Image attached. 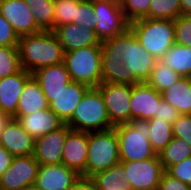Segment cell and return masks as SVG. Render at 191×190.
Here are the masks:
<instances>
[{
	"label": "cell",
	"mask_w": 191,
	"mask_h": 190,
	"mask_svg": "<svg viewBox=\"0 0 191 190\" xmlns=\"http://www.w3.org/2000/svg\"><path fill=\"white\" fill-rule=\"evenodd\" d=\"M101 53L122 56L124 67L130 72V85L146 82L158 61L142 47L130 28L102 42Z\"/></svg>",
	"instance_id": "obj_1"
},
{
	"label": "cell",
	"mask_w": 191,
	"mask_h": 190,
	"mask_svg": "<svg viewBox=\"0 0 191 190\" xmlns=\"http://www.w3.org/2000/svg\"><path fill=\"white\" fill-rule=\"evenodd\" d=\"M21 66L29 73L64 62V50L53 31L21 36L18 42Z\"/></svg>",
	"instance_id": "obj_2"
},
{
	"label": "cell",
	"mask_w": 191,
	"mask_h": 190,
	"mask_svg": "<svg viewBox=\"0 0 191 190\" xmlns=\"http://www.w3.org/2000/svg\"><path fill=\"white\" fill-rule=\"evenodd\" d=\"M142 47L158 61L175 44L173 20L143 18L129 23Z\"/></svg>",
	"instance_id": "obj_3"
},
{
	"label": "cell",
	"mask_w": 191,
	"mask_h": 190,
	"mask_svg": "<svg viewBox=\"0 0 191 190\" xmlns=\"http://www.w3.org/2000/svg\"><path fill=\"white\" fill-rule=\"evenodd\" d=\"M71 130L82 132L102 131L113 128L103 97L97 87H90L65 123Z\"/></svg>",
	"instance_id": "obj_4"
},
{
	"label": "cell",
	"mask_w": 191,
	"mask_h": 190,
	"mask_svg": "<svg viewBox=\"0 0 191 190\" xmlns=\"http://www.w3.org/2000/svg\"><path fill=\"white\" fill-rule=\"evenodd\" d=\"M120 163L119 139L115 128L88 132L85 177H92Z\"/></svg>",
	"instance_id": "obj_5"
},
{
	"label": "cell",
	"mask_w": 191,
	"mask_h": 190,
	"mask_svg": "<svg viewBox=\"0 0 191 190\" xmlns=\"http://www.w3.org/2000/svg\"><path fill=\"white\" fill-rule=\"evenodd\" d=\"M114 128L119 139L120 161H140L156 155L148 139V120L132 119Z\"/></svg>",
	"instance_id": "obj_6"
},
{
	"label": "cell",
	"mask_w": 191,
	"mask_h": 190,
	"mask_svg": "<svg viewBox=\"0 0 191 190\" xmlns=\"http://www.w3.org/2000/svg\"><path fill=\"white\" fill-rule=\"evenodd\" d=\"M64 64L71 81L89 87H97L102 83L101 46H88L65 52Z\"/></svg>",
	"instance_id": "obj_7"
},
{
	"label": "cell",
	"mask_w": 191,
	"mask_h": 190,
	"mask_svg": "<svg viewBox=\"0 0 191 190\" xmlns=\"http://www.w3.org/2000/svg\"><path fill=\"white\" fill-rule=\"evenodd\" d=\"M97 88L106 105L111 124L115 127L131 121L132 85L119 83H101Z\"/></svg>",
	"instance_id": "obj_8"
},
{
	"label": "cell",
	"mask_w": 191,
	"mask_h": 190,
	"mask_svg": "<svg viewBox=\"0 0 191 190\" xmlns=\"http://www.w3.org/2000/svg\"><path fill=\"white\" fill-rule=\"evenodd\" d=\"M133 190H158L164 172L159 156L140 161H120Z\"/></svg>",
	"instance_id": "obj_9"
},
{
	"label": "cell",
	"mask_w": 191,
	"mask_h": 190,
	"mask_svg": "<svg viewBox=\"0 0 191 190\" xmlns=\"http://www.w3.org/2000/svg\"><path fill=\"white\" fill-rule=\"evenodd\" d=\"M95 32L102 42L124 33L129 28L120 5L93 1Z\"/></svg>",
	"instance_id": "obj_10"
},
{
	"label": "cell",
	"mask_w": 191,
	"mask_h": 190,
	"mask_svg": "<svg viewBox=\"0 0 191 190\" xmlns=\"http://www.w3.org/2000/svg\"><path fill=\"white\" fill-rule=\"evenodd\" d=\"M39 166L33 155L14 157L0 177V190H20L35 185Z\"/></svg>",
	"instance_id": "obj_11"
},
{
	"label": "cell",
	"mask_w": 191,
	"mask_h": 190,
	"mask_svg": "<svg viewBox=\"0 0 191 190\" xmlns=\"http://www.w3.org/2000/svg\"><path fill=\"white\" fill-rule=\"evenodd\" d=\"M71 131L64 124L56 131L35 139L33 156L40 165H57L62 163L63 146L67 134Z\"/></svg>",
	"instance_id": "obj_12"
},
{
	"label": "cell",
	"mask_w": 191,
	"mask_h": 190,
	"mask_svg": "<svg viewBox=\"0 0 191 190\" xmlns=\"http://www.w3.org/2000/svg\"><path fill=\"white\" fill-rule=\"evenodd\" d=\"M0 13L19 37L42 31L36 24L32 10L24 0H1Z\"/></svg>",
	"instance_id": "obj_13"
},
{
	"label": "cell",
	"mask_w": 191,
	"mask_h": 190,
	"mask_svg": "<svg viewBox=\"0 0 191 190\" xmlns=\"http://www.w3.org/2000/svg\"><path fill=\"white\" fill-rule=\"evenodd\" d=\"M161 100V93L146 82L132 85L130 101L131 120L157 118V110Z\"/></svg>",
	"instance_id": "obj_14"
},
{
	"label": "cell",
	"mask_w": 191,
	"mask_h": 190,
	"mask_svg": "<svg viewBox=\"0 0 191 190\" xmlns=\"http://www.w3.org/2000/svg\"><path fill=\"white\" fill-rule=\"evenodd\" d=\"M35 139L22 127L20 122L11 117L0 133L2 145L13 157L33 155Z\"/></svg>",
	"instance_id": "obj_15"
},
{
	"label": "cell",
	"mask_w": 191,
	"mask_h": 190,
	"mask_svg": "<svg viewBox=\"0 0 191 190\" xmlns=\"http://www.w3.org/2000/svg\"><path fill=\"white\" fill-rule=\"evenodd\" d=\"M88 152V132L71 130L65 139L62 164L85 177Z\"/></svg>",
	"instance_id": "obj_16"
},
{
	"label": "cell",
	"mask_w": 191,
	"mask_h": 190,
	"mask_svg": "<svg viewBox=\"0 0 191 190\" xmlns=\"http://www.w3.org/2000/svg\"><path fill=\"white\" fill-rule=\"evenodd\" d=\"M90 87L86 84L71 81L64 90L56 95L45 96L49 108L65 124L73 115V112L83 95Z\"/></svg>",
	"instance_id": "obj_17"
},
{
	"label": "cell",
	"mask_w": 191,
	"mask_h": 190,
	"mask_svg": "<svg viewBox=\"0 0 191 190\" xmlns=\"http://www.w3.org/2000/svg\"><path fill=\"white\" fill-rule=\"evenodd\" d=\"M79 176L62 163L40 165L35 185L41 190H70Z\"/></svg>",
	"instance_id": "obj_18"
},
{
	"label": "cell",
	"mask_w": 191,
	"mask_h": 190,
	"mask_svg": "<svg viewBox=\"0 0 191 190\" xmlns=\"http://www.w3.org/2000/svg\"><path fill=\"white\" fill-rule=\"evenodd\" d=\"M32 74L25 69L14 75L0 78V112L14 117L21 93Z\"/></svg>",
	"instance_id": "obj_19"
},
{
	"label": "cell",
	"mask_w": 191,
	"mask_h": 190,
	"mask_svg": "<svg viewBox=\"0 0 191 190\" xmlns=\"http://www.w3.org/2000/svg\"><path fill=\"white\" fill-rule=\"evenodd\" d=\"M59 39L64 52L88 46H101L95 31L78 24H64L53 31Z\"/></svg>",
	"instance_id": "obj_20"
},
{
	"label": "cell",
	"mask_w": 191,
	"mask_h": 190,
	"mask_svg": "<svg viewBox=\"0 0 191 190\" xmlns=\"http://www.w3.org/2000/svg\"><path fill=\"white\" fill-rule=\"evenodd\" d=\"M24 130L34 139L61 128L63 121L50 109L46 108L25 116H14Z\"/></svg>",
	"instance_id": "obj_21"
},
{
	"label": "cell",
	"mask_w": 191,
	"mask_h": 190,
	"mask_svg": "<svg viewBox=\"0 0 191 190\" xmlns=\"http://www.w3.org/2000/svg\"><path fill=\"white\" fill-rule=\"evenodd\" d=\"M45 96L56 95L71 82L64 62L40 68L32 73Z\"/></svg>",
	"instance_id": "obj_22"
},
{
	"label": "cell",
	"mask_w": 191,
	"mask_h": 190,
	"mask_svg": "<svg viewBox=\"0 0 191 190\" xmlns=\"http://www.w3.org/2000/svg\"><path fill=\"white\" fill-rule=\"evenodd\" d=\"M49 108L45 94L33 76L26 82L15 116H25Z\"/></svg>",
	"instance_id": "obj_23"
},
{
	"label": "cell",
	"mask_w": 191,
	"mask_h": 190,
	"mask_svg": "<svg viewBox=\"0 0 191 190\" xmlns=\"http://www.w3.org/2000/svg\"><path fill=\"white\" fill-rule=\"evenodd\" d=\"M161 97L180 114H191V77H181L174 85L161 92Z\"/></svg>",
	"instance_id": "obj_24"
},
{
	"label": "cell",
	"mask_w": 191,
	"mask_h": 190,
	"mask_svg": "<svg viewBox=\"0 0 191 190\" xmlns=\"http://www.w3.org/2000/svg\"><path fill=\"white\" fill-rule=\"evenodd\" d=\"M102 83L130 84V72L122 63V56L117 53H101Z\"/></svg>",
	"instance_id": "obj_25"
},
{
	"label": "cell",
	"mask_w": 191,
	"mask_h": 190,
	"mask_svg": "<svg viewBox=\"0 0 191 190\" xmlns=\"http://www.w3.org/2000/svg\"><path fill=\"white\" fill-rule=\"evenodd\" d=\"M124 174V166L118 163L107 170L96 173L91 178L99 190H133Z\"/></svg>",
	"instance_id": "obj_26"
},
{
	"label": "cell",
	"mask_w": 191,
	"mask_h": 190,
	"mask_svg": "<svg viewBox=\"0 0 191 190\" xmlns=\"http://www.w3.org/2000/svg\"><path fill=\"white\" fill-rule=\"evenodd\" d=\"M160 62L177 72L181 77H191V47L174 44Z\"/></svg>",
	"instance_id": "obj_27"
},
{
	"label": "cell",
	"mask_w": 191,
	"mask_h": 190,
	"mask_svg": "<svg viewBox=\"0 0 191 190\" xmlns=\"http://www.w3.org/2000/svg\"><path fill=\"white\" fill-rule=\"evenodd\" d=\"M164 171L191 157V146L184 140L173 137L168 145L158 154Z\"/></svg>",
	"instance_id": "obj_28"
},
{
	"label": "cell",
	"mask_w": 191,
	"mask_h": 190,
	"mask_svg": "<svg viewBox=\"0 0 191 190\" xmlns=\"http://www.w3.org/2000/svg\"><path fill=\"white\" fill-rule=\"evenodd\" d=\"M149 123V141L153 151L158 155L172 140V124L163 122L159 118L148 120Z\"/></svg>",
	"instance_id": "obj_29"
},
{
	"label": "cell",
	"mask_w": 191,
	"mask_h": 190,
	"mask_svg": "<svg viewBox=\"0 0 191 190\" xmlns=\"http://www.w3.org/2000/svg\"><path fill=\"white\" fill-rule=\"evenodd\" d=\"M42 31H53L54 0H24Z\"/></svg>",
	"instance_id": "obj_30"
},
{
	"label": "cell",
	"mask_w": 191,
	"mask_h": 190,
	"mask_svg": "<svg viewBox=\"0 0 191 190\" xmlns=\"http://www.w3.org/2000/svg\"><path fill=\"white\" fill-rule=\"evenodd\" d=\"M180 78L181 76L177 72L157 61L146 83L161 93L174 85Z\"/></svg>",
	"instance_id": "obj_31"
},
{
	"label": "cell",
	"mask_w": 191,
	"mask_h": 190,
	"mask_svg": "<svg viewBox=\"0 0 191 190\" xmlns=\"http://www.w3.org/2000/svg\"><path fill=\"white\" fill-rule=\"evenodd\" d=\"M181 15L180 0H151L149 19L175 20Z\"/></svg>",
	"instance_id": "obj_32"
},
{
	"label": "cell",
	"mask_w": 191,
	"mask_h": 190,
	"mask_svg": "<svg viewBox=\"0 0 191 190\" xmlns=\"http://www.w3.org/2000/svg\"><path fill=\"white\" fill-rule=\"evenodd\" d=\"M22 69L18 46L0 47V78L14 75Z\"/></svg>",
	"instance_id": "obj_33"
},
{
	"label": "cell",
	"mask_w": 191,
	"mask_h": 190,
	"mask_svg": "<svg viewBox=\"0 0 191 190\" xmlns=\"http://www.w3.org/2000/svg\"><path fill=\"white\" fill-rule=\"evenodd\" d=\"M81 0H54L53 31L61 25L71 24L76 19L77 6Z\"/></svg>",
	"instance_id": "obj_34"
},
{
	"label": "cell",
	"mask_w": 191,
	"mask_h": 190,
	"mask_svg": "<svg viewBox=\"0 0 191 190\" xmlns=\"http://www.w3.org/2000/svg\"><path fill=\"white\" fill-rule=\"evenodd\" d=\"M151 0H122L121 9L129 23L149 18V5Z\"/></svg>",
	"instance_id": "obj_35"
},
{
	"label": "cell",
	"mask_w": 191,
	"mask_h": 190,
	"mask_svg": "<svg viewBox=\"0 0 191 190\" xmlns=\"http://www.w3.org/2000/svg\"><path fill=\"white\" fill-rule=\"evenodd\" d=\"M175 43L191 47V15L181 14L175 20Z\"/></svg>",
	"instance_id": "obj_36"
},
{
	"label": "cell",
	"mask_w": 191,
	"mask_h": 190,
	"mask_svg": "<svg viewBox=\"0 0 191 190\" xmlns=\"http://www.w3.org/2000/svg\"><path fill=\"white\" fill-rule=\"evenodd\" d=\"M94 20L93 1L81 0L77 6L76 19L73 20V23L83 27H89V29L95 31Z\"/></svg>",
	"instance_id": "obj_37"
},
{
	"label": "cell",
	"mask_w": 191,
	"mask_h": 190,
	"mask_svg": "<svg viewBox=\"0 0 191 190\" xmlns=\"http://www.w3.org/2000/svg\"><path fill=\"white\" fill-rule=\"evenodd\" d=\"M173 137L186 141L191 146V114L180 115L172 124Z\"/></svg>",
	"instance_id": "obj_38"
},
{
	"label": "cell",
	"mask_w": 191,
	"mask_h": 190,
	"mask_svg": "<svg viewBox=\"0 0 191 190\" xmlns=\"http://www.w3.org/2000/svg\"><path fill=\"white\" fill-rule=\"evenodd\" d=\"M20 37L0 13V47L18 46Z\"/></svg>",
	"instance_id": "obj_39"
},
{
	"label": "cell",
	"mask_w": 191,
	"mask_h": 190,
	"mask_svg": "<svg viewBox=\"0 0 191 190\" xmlns=\"http://www.w3.org/2000/svg\"><path fill=\"white\" fill-rule=\"evenodd\" d=\"M166 172L191 187V157L170 166Z\"/></svg>",
	"instance_id": "obj_40"
},
{
	"label": "cell",
	"mask_w": 191,
	"mask_h": 190,
	"mask_svg": "<svg viewBox=\"0 0 191 190\" xmlns=\"http://www.w3.org/2000/svg\"><path fill=\"white\" fill-rule=\"evenodd\" d=\"M181 114L178 110L170 105L167 101L161 100L158 110H157V118L161 119L163 122H168L173 124V122L180 116Z\"/></svg>",
	"instance_id": "obj_41"
},
{
	"label": "cell",
	"mask_w": 191,
	"mask_h": 190,
	"mask_svg": "<svg viewBox=\"0 0 191 190\" xmlns=\"http://www.w3.org/2000/svg\"><path fill=\"white\" fill-rule=\"evenodd\" d=\"M158 190H191V187L164 171L160 179Z\"/></svg>",
	"instance_id": "obj_42"
},
{
	"label": "cell",
	"mask_w": 191,
	"mask_h": 190,
	"mask_svg": "<svg viewBox=\"0 0 191 190\" xmlns=\"http://www.w3.org/2000/svg\"><path fill=\"white\" fill-rule=\"evenodd\" d=\"M70 190H99L91 177L79 176Z\"/></svg>",
	"instance_id": "obj_43"
},
{
	"label": "cell",
	"mask_w": 191,
	"mask_h": 190,
	"mask_svg": "<svg viewBox=\"0 0 191 190\" xmlns=\"http://www.w3.org/2000/svg\"><path fill=\"white\" fill-rule=\"evenodd\" d=\"M13 156L0 145V177L10 167Z\"/></svg>",
	"instance_id": "obj_44"
},
{
	"label": "cell",
	"mask_w": 191,
	"mask_h": 190,
	"mask_svg": "<svg viewBox=\"0 0 191 190\" xmlns=\"http://www.w3.org/2000/svg\"><path fill=\"white\" fill-rule=\"evenodd\" d=\"M181 14L191 15V0H180Z\"/></svg>",
	"instance_id": "obj_45"
},
{
	"label": "cell",
	"mask_w": 191,
	"mask_h": 190,
	"mask_svg": "<svg viewBox=\"0 0 191 190\" xmlns=\"http://www.w3.org/2000/svg\"><path fill=\"white\" fill-rule=\"evenodd\" d=\"M10 118V116L0 112V133L3 131V128L5 127Z\"/></svg>",
	"instance_id": "obj_46"
},
{
	"label": "cell",
	"mask_w": 191,
	"mask_h": 190,
	"mask_svg": "<svg viewBox=\"0 0 191 190\" xmlns=\"http://www.w3.org/2000/svg\"><path fill=\"white\" fill-rule=\"evenodd\" d=\"M92 1H100V2H109L112 4L121 5L122 0H92Z\"/></svg>",
	"instance_id": "obj_47"
},
{
	"label": "cell",
	"mask_w": 191,
	"mask_h": 190,
	"mask_svg": "<svg viewBox=\"0 0 191 190\" xmlns=\"http://www.w3.org/2000/svg\"><path fill=\"white\" fill-rule=\"evenodd\" d=\"M20 190H41V189L38 188L36 185H30V186H26Z\"/></svg>",
	"instance_id": "obj_48"
}]
</instances>
